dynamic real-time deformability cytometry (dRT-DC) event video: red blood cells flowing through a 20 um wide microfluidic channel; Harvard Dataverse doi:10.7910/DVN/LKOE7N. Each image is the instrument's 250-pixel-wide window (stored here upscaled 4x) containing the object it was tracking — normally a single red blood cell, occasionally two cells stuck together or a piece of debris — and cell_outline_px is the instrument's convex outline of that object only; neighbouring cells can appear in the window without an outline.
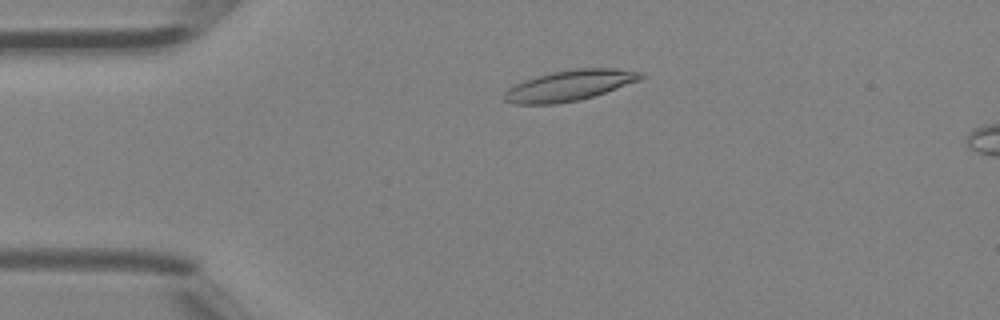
{"species": "Egyptian fruit bat (a non-hibernating species)", "species_latin": "Rousettus aegyptiacus", "temperature_condition": "room temperature", "stored_images_in_passage": 5, "camera_frame_rate_fps": 3000, "um_per_image_px": 0.085, "animal": {"sex": "female"}, "frame": {"image": 1, "passage_image": 3, "time_ms": 0.667, "image_size_px": [1000, 320], "cell_outline_px": [[644, 76], [640, 80], [580, 100], [552, 104], [512, 104], [504, 100], [504, 92], [508, 88], [524, 80], [536, 76], [552, 72], [572, 68], [612, 68], [644, 72]], "centroid_in_image_um": [48.39, 7.26], "position_along_channel_um": 36.6, "area_um2": 24.28}}
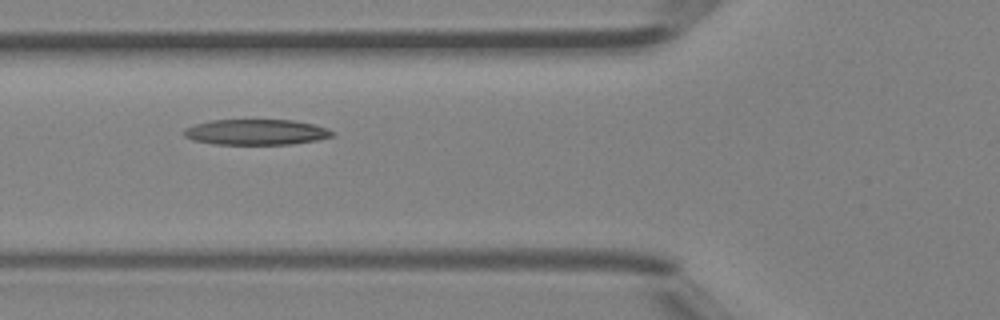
{"frame": {"image": 2, "passage_image": 5, "time_ms": 1.333, "image_size_px": [1000, 320], "cell_outline_px": [[336, 136], [316, 140], [292, 144], [216, 144], [192, 140], [184, 136], [184, 128], [196, 124], [212, 120], [292, 120], [316, 124], [328, 128], [336, 132]], "centroid_in_image_um": [21.83, 11.22], "position_along_channel_um": 104.0, "area_um2": 22.25}}